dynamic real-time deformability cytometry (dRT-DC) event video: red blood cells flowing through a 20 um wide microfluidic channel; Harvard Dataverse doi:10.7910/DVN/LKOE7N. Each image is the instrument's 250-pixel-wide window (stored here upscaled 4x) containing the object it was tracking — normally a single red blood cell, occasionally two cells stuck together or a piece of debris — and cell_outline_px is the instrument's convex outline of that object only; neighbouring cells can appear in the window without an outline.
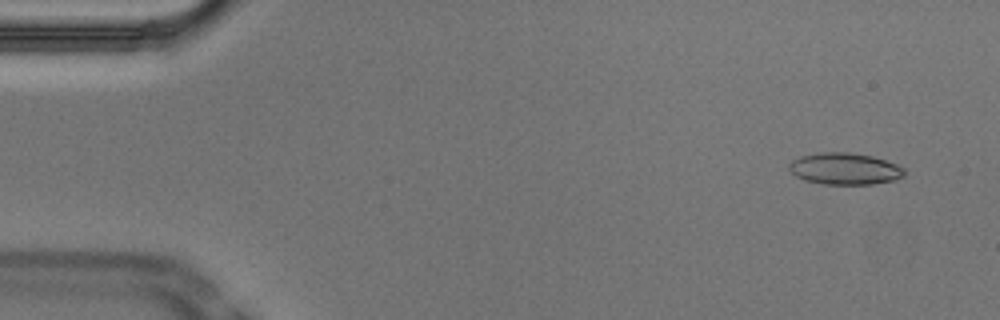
{"species": "Egyptian fruit bat (a non-hibernating species)", "species_latin": "Rousettus aegyptiacus", "temperature_condition": "cold", "stored_images_in_passage": 54, "camera_frame_rate_fps": 3000, "um_per_image_px": 0.085, "animal": {"sex": "male"}, "frame": {"image": 1, "passage_image": 4, "time_ms": 1.0, "image_size_px": [1000, 320], "cell_outline_px": [[904, 176], [896, 180], [872, 184], [824, 184], [804, 180], [796, 176], [788, 168], [788, 164], [792, 160], [800, 156], [820, 152], [848, 152], [872, 156], [896, 164], [904, 168]], "centroid_in_image_um": [71.79, 14.34], "position_along_channel_um": 13.2, "area_um2": 21.33}}
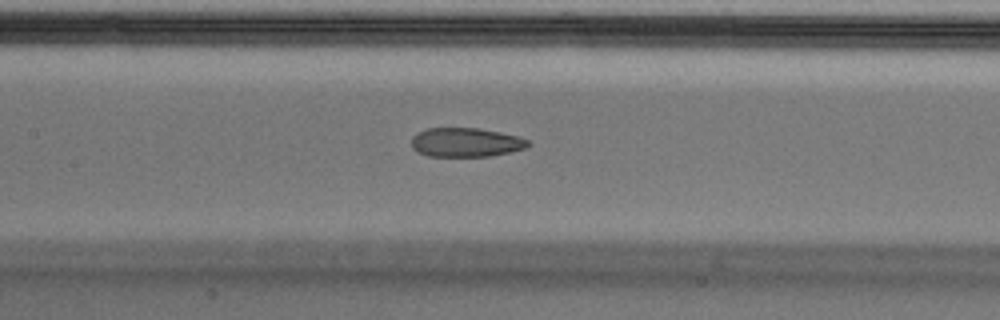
{"frame": {"image": 2, "passage_image": 25, "time_ms": 8.0, "image_size_px": [1000, 320], "cell_outline_px": [[532, 144], [528, 148], [492, 156], [428, 156], [416, 152], [412, 148], [412, 136], [416, 132], [428, 128], [480, 128], [520, 136], [528, 140]], "centroid_in_image_um": [39.62, 12.1], "position_along_channel_um": 167.8, "area_um2": 20.11}}
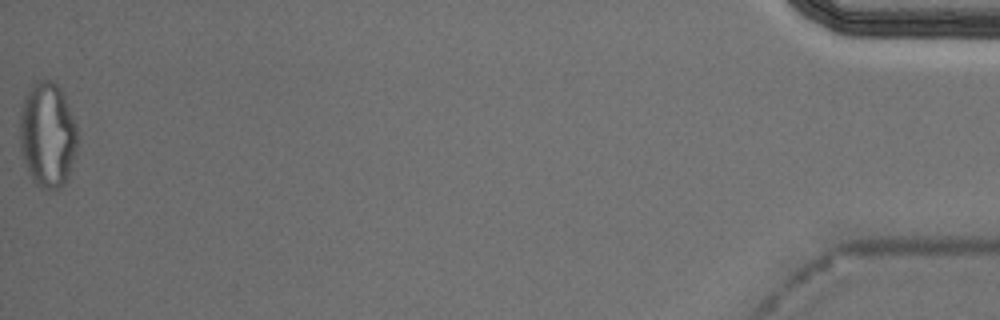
{"frame": {"image": 3, "passage_image": 54, "time_ms": 17.667, "image_size_px": [1000, 320], "cell_outline_px": [[76, 152], [68, 180], [60, 188], [40, 188], [32, 180], [24, 160], [20, 148], [20, 112], [24, 100], [32, 84], [44, 76], [52, 80], [60, 88], [64, 96], [76, 124]], "centroid_in_image_um": [4.04, 11.45], "position_along_channel_um": 431.2, "area_um2": 35.43}, "authors_computed_cell_mechanics": {"area_um2": 21.3571, "velocity_mm_per_s": 3.7377, "shape_relaxation_time_tau1_ms": null, "shape_relaxation_time_tau2_ms": 2.8986, "deformation_change_tau1": null, "deformation_change_tau2": 0.0999}}